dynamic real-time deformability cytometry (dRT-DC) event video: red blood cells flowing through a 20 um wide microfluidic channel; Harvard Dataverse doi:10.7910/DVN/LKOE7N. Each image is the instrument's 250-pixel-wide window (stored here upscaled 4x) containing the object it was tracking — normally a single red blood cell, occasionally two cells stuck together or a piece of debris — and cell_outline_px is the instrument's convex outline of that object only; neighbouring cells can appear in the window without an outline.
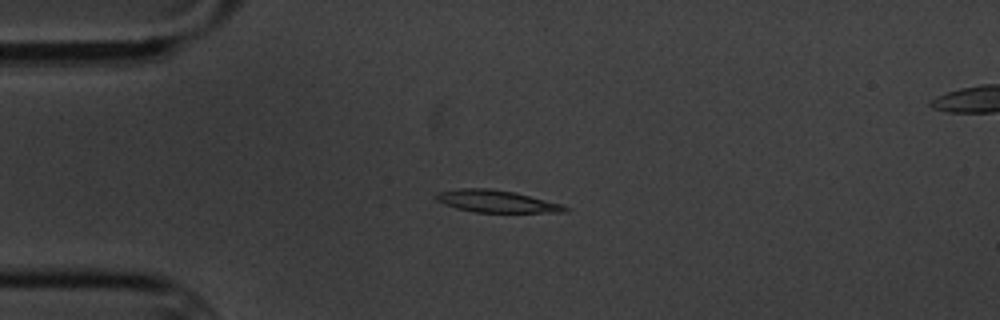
{"species": "common noctule bat (a hibernating species)", "species_latin": "Nyctalus noctula", "temperature_condition": "cold", "stored_images_in_passage": 6, "segment_of_instrument_passage": [1, 2], "camera_frame_rate_fps": 3000, "um_per_image_px": 0.085, "animal": {"sex": "male", "body_mass_g": 20.1, "forearm_length_mm": 53.5}, "frame": {"image": 1, "passage_image": 4, "time_ms": 3.667, "image_size_px": [1000, 320], "cell_outline_px": [[568, 212], [476, 212], [456, 208], [444, 204], [436, 200], [436, 196], [440, 192], [460, 188], [488, 188], [512, 192], [564, 204], [568, 208]], "centroid_in_image_um": [42.22, 17.11], "position_along_channel_um": 42.8, "area_um2": 16.42}}